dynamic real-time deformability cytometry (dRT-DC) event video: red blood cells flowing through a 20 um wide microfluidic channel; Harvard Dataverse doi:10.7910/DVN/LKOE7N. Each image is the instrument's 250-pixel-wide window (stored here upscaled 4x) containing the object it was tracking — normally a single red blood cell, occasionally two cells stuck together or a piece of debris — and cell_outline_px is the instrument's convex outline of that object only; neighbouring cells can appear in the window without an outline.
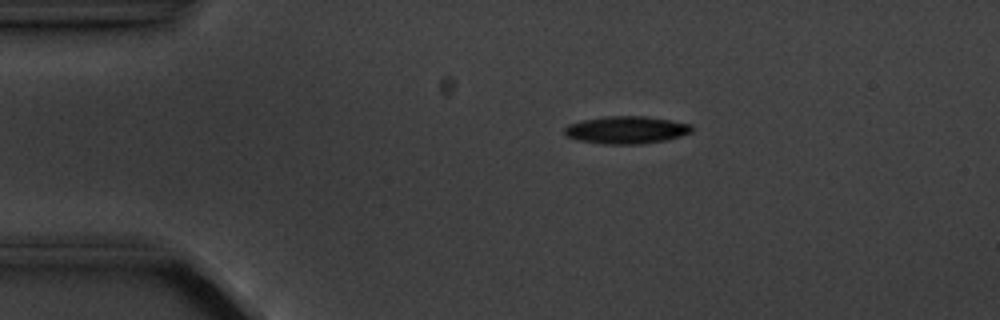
{"species": "common noctule bat (a hibernating species)", "species_latin": "Nyctalus noctula", "temperature_condition": "cold", "stored_images_in_passage": 5, "camera_frame_rate_fps": 3000, "um_per_image_px": 0.085, "animal": {"sex": "male", "body_mass_g": 20.1, "forearm_length_mm": 53.5}, "frame": {"image": 1, "passage_image": 3, "time_ms": 3.0, "image_size_px": [1000, 320], "cell_outline_px": [[692, 132], [680, 136], [664, 140], [640, 144], [604, 144], [580, 140], [564, 136], [564, 128], [568, 124], [584, 120], [604, 116], [644, 116], [692, 124]], "centroid_in_image_um": [53.22, 11.04], "position_along_channel_um": 31.8, "area_um2": 20.29}}